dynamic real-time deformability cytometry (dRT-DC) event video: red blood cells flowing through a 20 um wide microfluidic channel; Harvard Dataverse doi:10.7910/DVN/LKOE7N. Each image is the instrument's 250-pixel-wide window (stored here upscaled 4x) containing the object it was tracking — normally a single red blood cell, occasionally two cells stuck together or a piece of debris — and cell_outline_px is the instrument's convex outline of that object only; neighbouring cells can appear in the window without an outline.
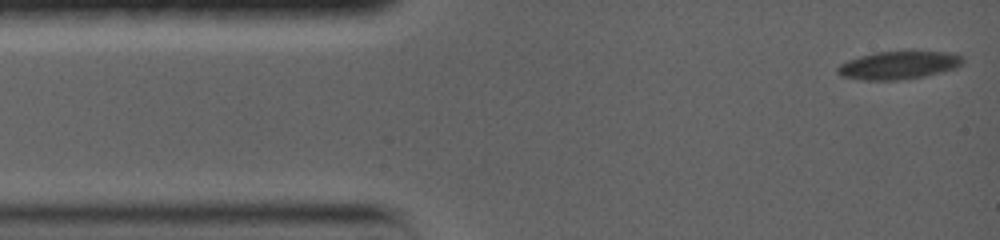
{"species": "common noctule bat (a hibernating species)", "species_latin": "Nyctalus noctula", "temperature_condition": "warm", "stored_images_in_passage": 30, "camera_frame_rate_fps": 5000, "um_per_image_px": 0.085, "animal": {"sex": "female", "body_mass_g": 19.0, "forearm_length_mm": 56.7}, "frame": {"image": 1, "passage_image": 1, "time_ms": 0.0, "image_size_px": [1000, 240], "cell_outline_px": [[964, 60], [956, 68], [924, 76], [896, 80], [864, 80], [840, 76], [836, 72], [836, 68], [840, 64], [848, 60], [872, 52], [912, 48], [956, 52], [964, 56]], "centroid_in_image_um": [76.44, 5.47], "position_along_channel_um": 8.6, "area_um2": 21.62}}
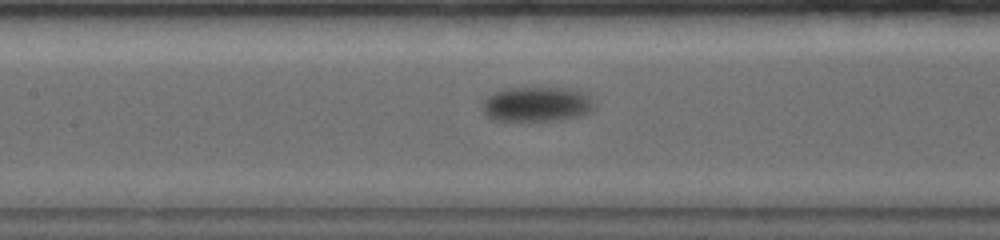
{"frame": {"image": 2, "passage_image": 13, "time_ms": 6.8, "image_size_px": [1000, 240], "cell_outline_px": [[596, 108], [588, 112], [576, 116], [560, 120], [492, 120], [484, 112], [484, 100], [492, 92], [504, 88], [532, 84], [572, 88], [584, 92], [596, 104]], "centroid_in_image_um": [45.65, 8.78], "position_along_channel_um": 161.8, "area_um2": 23.64}}
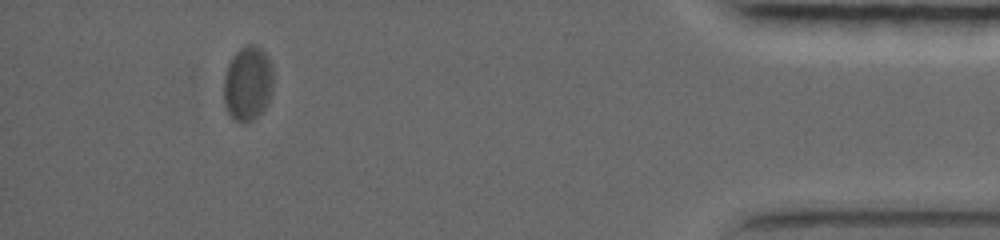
{"frame": {"image": 3, "passage_image": 26, "time_ms": 16.4, "image_size_px": [1000, 240], "cell_outline_px": [[272, 92], [264, 108], [252, 120], [236, 120], [228, 112], [224, 100], [224, 76], [228, 64], [232, 56], [244, 44], [256, 44], [268, 56], [272, 64]], "centroid_in_image_um": [21.06, 7.02], "position_along_channel_um": 414.1, "area_um2": 21.33}}